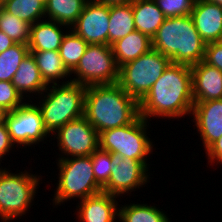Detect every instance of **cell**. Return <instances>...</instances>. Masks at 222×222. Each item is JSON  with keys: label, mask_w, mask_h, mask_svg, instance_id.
<instances>
[{"label": "cell", "mask_w": 222, "mask_h": 222, "mask_svg": "<svg viewBox=\"0 0 222 222\" xmlns=\"http://www.w3.org/2000/svg\"><path fill=\"white\" fill-rule=\"evenodd\" d=\"M118 79L119 67L111 45L89 44L71 71V81L83 86L114 84L118 83Z\"/></svg>", "instance_id": "9"}, {"label": "cell", "mask_w": 222, "mask_h": 222, "mask_svg": "<svg viewBox=\"0 0 222 222\" xmlns=\"http://www.w3.org/2000/svg\"><path fill=\"white\" fill-rule=\"evenodd\" d=\"M205 1H208L210 3H214V4H217L219 6L222 7V0H205Z\"/></svg>", "instance_id": "39"}, {"label": "cell", "mask_w": 222, "mask_h": 222, "mask_svg": "<svg viewBox=\"0 0 222 222\" xmlns=\"http://www.w3.org/2000/svg\"><path fill=\"white\" fill-rule=\"evenodd\" d=\"M88 45L72 29L66 32L59 48V55L70 72L77 66Z\"/></svg>", "instance_id": "27"}, {"label": "cell", "mask_w": 222, "mask_h": 222, "mask_svg": "<svg viewBox=\"0 0 222 222\" xmlns=\"http://www.w3.org/2000/svg\"><path fill=\"white\" fill-rule=\"evenodd\" d=\"M204 61L222 71V41L206 44Z\"/></svg>", "instance_id": "33"}, {"label": "cell", "mask_w": 222, "mask_h": 222, "mask_svg": "<svg viewBox=\"0 0 222 222\" xmlns=\"http://www.w3.org/2000/svg\"><path fill=\"white\" fill-rule=\"evenodd\" d=\"M12 84L25 101H31V99L36 101L34 100V95L37 99L48 87L30 52L21 61L18 70L13 76Z\"/></svg>", "instance_id": "18"}, {"label": "cell", "mask_w": 222, "mask_h": 222, "mask_svg": "<svg viewBox=\"0 0 222 222\" xmlns=\"http://www.w3.org/2000/svg\"><path fill=\"white\" fill-rule=\"evenodd\" d=\"M206 157L208 158V165L210 166L214 164L219 166L222 164V136L213 142L206 150ZM217 162V163H216Z\"/></svg>", "instance_id": "35"}, {"label": "cell", "mask_w": 222, "mask_h": 222, "mask_svg": "<svg viewBox=\"0 0 222 222\" xmlns=\"http://www.w3.org/2000/svg\"><path fill=\"white\" fill-rule=\"evenodd\" d=\"M58 181L53 196V208L70 199L83 200L103 192L94 177L91 156L56 159ZM56 206V207H55Z\"/></svg>", "instance_id": "5"}, {"label": "cell", "mask_w": 222, "mask_h": 222, "mask_svg": "<svg viewBox=\"0 0 222 222\" xmlns=\"http://www.w3.org/2000/svg\"><path fill=\"white\" fill-rule=\"evenodd\" d=\"M5 123L16 149H32L33 146L35 149V145H40V142L52 137L45 129L40 108L32 100L25 101L17 109L7 112Z\"/></svg>", "instance_id": "10"}, {"label": "cell", "mask_w": 222, "mask_h": 222, "mask_svg": "<svg viewBox=\"0 0 222 222\" xmlns=\"http://www.w3.org/2000/svg\"><path fill=\"white\" fill-rule=\"evenodd\" d=\"M31 24L8 13L3 8L0 11V31L5 33L15 43L28 44Z\"/></svg>", "instance_id": "29"}, {"label": "cell", "mask_w": 222, "mask_h": 222, "mask_svg": "<svg viewBox=\"0 0 222 222\" xmlns=\"http://www.w3.org/2000/svg\"><path fill=\"white\" fill-rule=\"evenodd\" d=\"M121 206V207H120ZM155 205L131 203L119 205L120 222H171L167 213Z\"/></svg>", "instance_id": "25"}, {"label": "cell", "mask_w": 222, "mask_h": 222, "mask_svg": "<svg viewBox=\"0 0 222 222\" xmlns=\"http://www.w3.org/2000/svg\"><path fill=\"white\" fill-rule=\"evenodd\" d=\"M135 30L132 3L110 5L108 45Z\"/></svg>", "instance_id": "23"}, {"label": "cell", "mask_w": 222, "mask_h": 222, "mask_svg": "<svg viewBox=\"0 0 222 222\" xmlns=\"http://www.w3.org/2000/svg\"><path fill=\"white\" fill-rule=\"evenodd\" d=\"M7 111H5L2 107H0V124L5 123V116Z\"/></svg>", "instance_id": "38"}, {"label": "cell", "mask_w": 222, "mask_h": 222, "mask_svg": "<svg viewBox=\"0 0 222 222\" xmlns=\"http://www.w3.org/2000/svg\"><path fill=\"white\" fill-rule=\"evenodd\" d=\"M51 136L57 139V159L91 156L99 148V133L85 116L69 121Z\"/></svg>", "instance_id": "11"}, {"label": "cell", "mask_w": 222, "mask_h": 222, "mask_svg": "<svg viewBox=\"0 0 222 222\" xmlns=\"http://www.w3.org/2000/svg\"><path fill=\"white\" fill-rule=\"evenodd\" d=\"M113 54L118 67L135 60L152 49V39L137 30L112 45Z\"/></svg>", "instance_id": "21"}, {"label": "cell", "mask_w": 222, "mask_h": 222, "mask_svg": "<svg viewBox=\"0 0 222 222\" xmlns=\"http://www.w3.org/2000/svg\"><path fill=\"white\" fill-rule=\"evenodd\" d=\"M135 29L151 39L166 17L154 0H134L132 2Z\"/></svg>", "instance_id": "22"}, {"label": "cell", "mask_w": 222, "mask_h": 222, "mask_svg": "<svg viewBox=\"0 0 222 222\" xmlns=\"http://www.w3.org/2000/svg\"><path fill=\"white\" fill-rule=\"evenodd\" d=\"M148 161L129 159L128 157H115L111 169L110 179L103 187V192L120 197L129 195L132 191L148 185L150 171Z\"/></svg>", "instance_id": "12"}, {"label": "cell", "mask_w": 222, "mask_h": 222, "mask_svg": "<svg viewBox=\"0 0 222 222\" xmlns=\"http://www.w3.org/2000/svg\"><path fill=\"white\" fill-rule=\"evenodd\" d=\"M196 30L207 44L222 41V7L205 0H196L191 11Z\"/></svg>", "instance_id": "17"}, {"label": "cell", "mask_w": 222, "mask_h": 222, "mask_svg": "<svg viewBox=\"0 0 222 222\" xmlns=\"http://www.w3.org/2000/svg\"><path fill=\"white\" fill-rule=\"evenodd\" d=\"M118 197L101 192L78 200L76 205L77 222H117L119 218Z\"/></svg>", "instance_id": "15"}, {"label": "cell", "mask_w": 222, "mask_h": 222, "mask_svg": "<svg viewBox=\"0 0 222 222\" xmlns=\"http://www.w3.org/2000/svg\"><path fill=\"white\" fill-rule=\"evenodd\" d=\"M2 8L31 25L45 19V4L40 0H4Z\"/></svg>", "instance_id": "26"}, {"label": "cell", "mask_w": 222, "mask_h": 222, "mask_svg": "<svg viewBox=\"0 0 222 222\" xmlns=\"http://www.w3.org/2000/svg\"><path fill=\"white\" fill-rule=\"evenodd\" d=\"M41 2H43L44 4H46V2L48 1V0H40Z\"/></svg>", "instance_id": "40"}, {"label": "cell", "mask_w": 222, "mask_h": 222, "mask_svg": "<svg viewBox=\"0 0 222 222\" xmlns=\"http://www.w3.org/2000/svg\"><path fill=\"white\" fill-rule=\"evenodd\" d=\"M166 18L191 15L196 0H154Z\"/></svg>", "instance_id": "31"}, {"label": "cell", "mask_w": 222, "mask_h": 222, "mask_svg": "<svg viewBox=\"0 0 222 222\" xmlns=\"http://www.w3.org/2000/svg\"><path fill=\"white\" fill-rule=\"evenodd\" d=\"M27 44L16 43L0 53V81L12 82L21 61L28 55Z\"/></svg>", "instance_id": "28"}, {"label": "cell", "mask_w": 222, "mask_h": 222, "mask_svg": "<svg viewBox=\"0 0 222 222\" xmlns=\"http://www.w3.org/2000/svg\"><path fill=\"white\" fill-rule=\"evenodd\" d=\"M84 116L98 133L133 123L139 102L118 83L86 86Z\"/></svg>", "instance_id": "2"}, {"label": "cell", "mask_w": 222, "mask_h": 222, "mask_svg": "<svg viewBox=\"0 0 222 222\" xmlns=\"http://www.w3.org/2000/svg\"><path fill=\"white\" fill-rule=\"evenodd\" d=\"M88 0H48L45 4V19L71 28Z\"/></svg>", "instance_id": "24"}, {"label": "cell", "mask_w": 222, "mask_h": 222, "mask_svg": "<svg viewBox=\"0 0 222 222\" xmlns=\"http://www.w3.org/2000/svg\"><path fill=\"white\" fill-rule=\"evenodd\" d=\"M171 63L170 58L152 48L119 67L118 84L140 102Z\"/></svg>", "instance_id": "8"}, {"label": "cell", "mask_w": 222, "mask_h": 222, "mask_svg": "<svg viewBox=\"0 0 222 222\" xmlns=\"http://www.w3.org/2000/svg\"><path fill=\"white\" fill-rule=\"evenodd\" d=\"M193 105L191 66L171 63L139 102V111L149 122L152 117L175 120L190 118Z\"/></svg>", "instance_id": "1"}, {"label": "cell", "mask_w": 222, "mask_h": 222, "mask_svg": "<svg viewBox=\"0 0 222 222\" xmlns=\"http://www.w3.org/2000/svg\"><path fill=\"white\" fill-rule=\"evenodd\" d=\"M25 100L18 93L12 82L0 81V107L11 112L20 107Z\"/></svg>", "instance_id": "32"}, {"label": "cell", "mask_w": 222, "mask_h": 222, "mask_svg": "<svg viewBox=\"0 0 222 222\" xmlns=\"http://www.w3.org/2000/svg\"><path fill=\"white\" fill-rule=\"evenodd\" d=\"M194 102L222 99V71L204 60L191 66Z\"/></svg>", "instance_id": "16"}, {"label": "cell", "mask_w": 222, "mask_h": 222, "mask_svg": "<svg viewBox=\"0 0 222 222\" xmlns=\"http://www.w3.org/2000/svg\"><path fill=\"white\" fill-rule=\"evenodd\" d=\"M149 124L139 116L129 125L102 131L99 133V148L115 157L147 161L154 150L153 141L148 136Z\"/></svg>", "instance_id": "7"}, {"label": "cell", "mask_w": 222, "mask_h": 222, "mask_svg": "<svg viewBox=\"0 0 222 222\" xmlns=\"http://www.w3.org/2000/svg\"><path fill=\"white\" fill-rule=\"evenodd\" d=\"M14 44L16 43L11 38H9L5 33L0 31V53L12 47Z\"/></svg>", "instance_id": "36"}, {"label": "cell", "mask_w": 222, "mask_h": 222, "mask_svg": "<svg viewBox=\"0 0 222 222\" xmlns=\"http://www.w3.org/2000/svg\"><path fill=\"white\" fill-rule=\"evenodd\" d=\"M29 52L34 57L40 74L47 85L71 82V72L64 65L59 51Z\"/></svg>", "instance_id": "20"}, {"label": "cell", "mask_w": 222, "mask_h": 222, "mask_svg": "<svg viewBox=\"0 0 222 222\" xmlns=\"http://www.w3.org/2000/svg\"><path fill=\"white\" fill-rule=\"evenodd\" d=\"M14 145L15 144L11 141L6 123H1L0 124V164L3 160H5L4 156H6V154L9 156L11 151L12 152L16 151L15 150L16 146Z\"/></svg>", "instance_id": "34"}, {"label": "cell", "mask_w": 222, "mask_h": 222, "mask_svg": "<svg viewBox=\"0 0 222 222\" xmlns=\"http://www.w3.org/2000/svg\"><path fill=\"white\" fill-rule=\"evenodd\" d=\"M110 5L88 0L70 28L88 44L108 45Z\"/></svg>", "instance_id": "13"}, {"label": "cell", "mask_w": 222, "mask_h": 222, "mask_svg": "<svg viewBox=\"0 0 222 222\" xmlns=\"http://www.w3.org/2000/svg\"><path fill=\"white\" fill-rule=\"evenodd\" d=\"M85 93L86 86L72 81L48 85L36 104L50 135L69 121L84 116Z\"/></svg>", "instance_id": "4"}, {"label": "cell", "mask_w": 222, "mask_h": 222, "mask_svg": "<svg viewBox=\"0 0 222 222\" xmlns=\"http://www.w3.org/2000/svg\"><path fill=\"white\" fill-rule=\"evenodd\" d=\"M94 1L104 3L106 5H114V4L132 3L134 0H94Z\"/></svg>", "instance_id": "37"}, {"label": "cell", "mask_w": 222, "mask_h": 222, "mask_svg": "<svg viewBox=\"0 0 222 222\" xmlns=\"http://www.w3.org/2000/svg\"><path fill=\"white\" fill-rule=\"evenodd\" d=\"M69 29L55 21L47 19L37 21L31 25L27 44L29 51H59L63 37Z\"/></svg>", "instance_id": "19"}, {"label": "cell", "mask_w": 222, "mask_h": 222, "mask_svg": "<svg viewBox=\"0 0 222 222\" xmlns=\"http://www.w3.org/2000/svg\"><path fill=\"white\" fill-rule=\"evenodd\" d=\"M152 48L172 63L193 66L204 60L206 43L188 15L166 18L152 38Z\"/></svg>", "instance_id": "3"}, {"label": "cell", "mask_w": 222, "mask_h": 222, "mask_svg": "<svg viewBox=\"0 0 222 222\" xmlns=\"http://www.w3.org/2000/svg\"><path fill=\"white\" fill-rule=\"evenodd\" d=\"M4 168V169H3ZM19 171V172H18ZM12 173L10 168L0 167V220L10 222L21 219L33 205L42 175L24 170ZM32 203V204H31ZM21 217V218H20Z\"/></svg>", "instance_id": "6"}, {"label": "cell", "mask_w": 222, "mask_h": 222, "mask_svg": "<svg viewBox=\"0 0 222 222\" xmlns=\"http://www.w3.org/2000/svg\"><path fill=\"white\" fill-rule=\"evenodd\" d=\"M190 118L205 151L222 136V99L194 102Z\"/></svg>", "instance_id": "14"}, {"label": "cell", "mask_w": 222, "mask_h": 222, "mask_svg": "<svg viewBox=\"0 0 222 222\" xmlns=\"http://www.w3.org/2000/svg\"><path fill=\"white\" fill-rule=\"evenodd\" d=\"M92 165L96 182L103 188L110 179L115 156L98 148L92 155Z\"/></svg>", "instance_id": "30"}]
</instances>
